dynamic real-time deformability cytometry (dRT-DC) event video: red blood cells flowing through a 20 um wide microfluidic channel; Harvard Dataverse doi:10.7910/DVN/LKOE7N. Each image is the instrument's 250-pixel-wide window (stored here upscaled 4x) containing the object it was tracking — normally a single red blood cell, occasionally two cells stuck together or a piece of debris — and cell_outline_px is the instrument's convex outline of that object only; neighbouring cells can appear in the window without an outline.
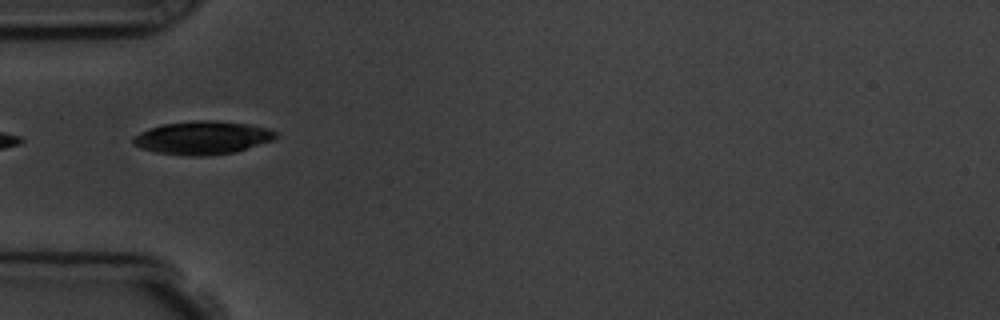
{"species": "common noctule bat (a hibernating species)", "species_latin": "Nyctalus noctula", "temperature_condition": "room temperature", "stored_images_in_passage": 7, "camera_frame_rate_fps": 3000, "um_per_image_px": 0.085, "animal": {"sex": "male", "body_mass_g": 19.5, "forearm_length_mm": 54.6}, "frame": {"image": 1, "passage_image": 4, "time_ms": 3.667, "image_size_px": [1000, 320], "cell_outline_px": [[276, 136], [272, 140], [232, 152], [204, 156], [192, 156], [156, 152], [140, 148], [132, 144], [132, 136], [148, 128], [164, 124], [196, 120], [216, 120], [252, 124], [268, 128], [276, 132]], "centroid_in_image_um": [17.16, 11.69], "position_along_channel_um": 67.8, "area_um2": 27.51}}